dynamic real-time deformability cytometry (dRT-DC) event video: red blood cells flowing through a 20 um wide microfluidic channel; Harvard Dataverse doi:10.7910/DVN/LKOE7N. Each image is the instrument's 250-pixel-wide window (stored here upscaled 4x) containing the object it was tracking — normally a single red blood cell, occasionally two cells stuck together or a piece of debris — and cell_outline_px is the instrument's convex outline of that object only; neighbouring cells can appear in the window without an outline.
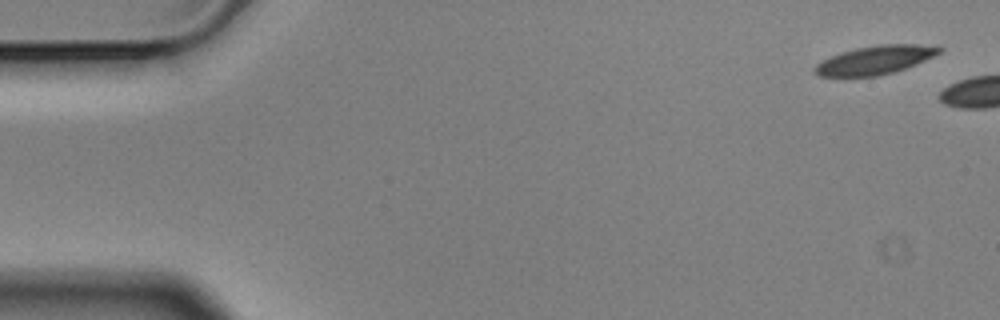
{"species": "Egyptian fruit bat (a non-hibernating species)", "species_latin": "Rousettus aegyptiacus", "temperature_condition": "cold", "stored_images_in_passage": 2, "camera_frame_rate_fps": 3000, "um_per_image_px": 0.085, "animal": {"sex": "male"}, "frame": {"image": 1, "passage_image": 1, "time_ms": 0.0, "image_size_px": [1000, 320], "cell_outline_px": [[944, 48], [940, 52], [924, 60], [904, 68], [892, 72], [876, 76], [820, 76], [812, 72], [812, 68], [816, 64], [840, 52], [856, 48], [880, 44], [940, 44]], "centroid_in_image_um": [74.4, 5.08], "position_along_channel_um": 10.6, "area_um2": 20.69}}